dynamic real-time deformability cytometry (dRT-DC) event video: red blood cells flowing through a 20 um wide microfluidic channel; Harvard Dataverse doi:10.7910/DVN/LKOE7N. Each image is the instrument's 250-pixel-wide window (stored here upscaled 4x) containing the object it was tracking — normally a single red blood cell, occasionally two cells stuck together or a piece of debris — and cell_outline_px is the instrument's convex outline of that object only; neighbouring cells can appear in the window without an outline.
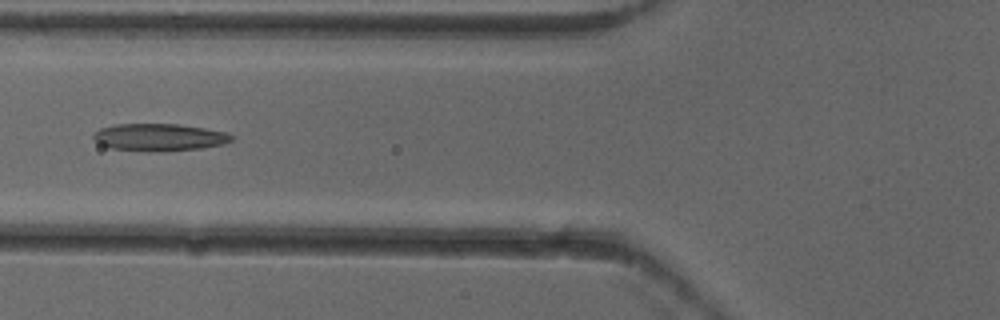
{"species": "common noctule bat (a hibernating species)", "species_latin": "Nyctalus noctula", "temperature_condition": "cold", "stored_images_in_passage": 4, "camera_frame_rate_fps": 3000, "um_per_image_px": 0.085, "animal": {"sex": "female"}, "frame": {"image": 1, "passage_image": 4, "time_ms": 1.0, "image_size_px": [1000, 320], "cell_outline_px": [[236, 136], [232, 140], [224, 144], [200, 148], [148, 152], [112, 148], [100, 144], [92, 136], [100, 128], [112, 124], [180, 124], [228, 132]], "centroid_in_image_um": [13.57, 11.66], "position_along_channel_um": 112.2, "area_um2": 22.02}}